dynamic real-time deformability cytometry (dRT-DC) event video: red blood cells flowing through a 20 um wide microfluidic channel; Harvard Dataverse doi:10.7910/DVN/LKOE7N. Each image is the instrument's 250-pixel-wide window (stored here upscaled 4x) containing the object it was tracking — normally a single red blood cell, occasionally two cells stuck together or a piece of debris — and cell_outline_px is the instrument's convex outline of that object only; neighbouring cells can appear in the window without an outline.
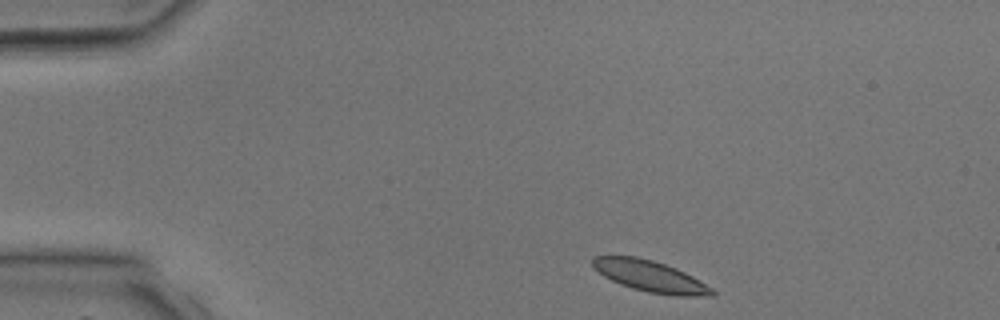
{"species": "common noctule bat (a hibernating species)", "species_latin": "Nyctalus noctula", "temperature_condition": "room temperature", "stored_images_in_passage": 2, "camera_frame_rate_fps": 3000, "um_per_image_px": 0.085, "animal": {"sex": "male", "body_mass_g": 17.9, "forearm_length_mm": 54.2}, "frame": {"image": 1, "passage_image": 1, "time_ms": 0.0, "image_size_px": [1000, 320], "cell_outline_px": [[716, 292], [712, 296], [676, 296], [648, 292], [632, 288], [620, 284], [604, 276], [592, 268], [592, 256], [636, 256], [652, 260], [676, 268], [692, 276], [712, 288]], "centroid_in_image_um": [55.25, 23.48], "position_along_channel_um": 29.8, "area_um2": 21.68}}